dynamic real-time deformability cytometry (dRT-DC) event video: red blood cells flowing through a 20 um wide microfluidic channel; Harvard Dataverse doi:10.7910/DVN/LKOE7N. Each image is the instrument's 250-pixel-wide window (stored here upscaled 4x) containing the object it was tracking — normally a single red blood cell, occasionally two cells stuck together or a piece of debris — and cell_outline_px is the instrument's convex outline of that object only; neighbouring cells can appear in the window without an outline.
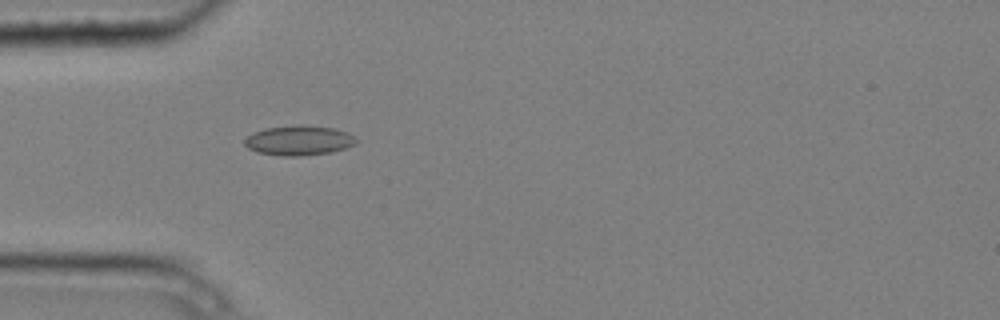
{"species": "common noctule bat (a hibernating species)", "species_latin": "Nyctalus noctula", "temperature_condition": "cold", "stored_images_in_passage": 4, "camera_frame_rate_fps": 3000, "um_per_image_px": 0.085, "animal": {"sex": "male", "body_mass_g": 20.4}, "frame": {"image": 1, "passage_image": 3, "time_ms": 0.667, "image_size_px": [1000, 320], "cell_outline_px": [[360, 140], [356, 144], [332, 152], [300, 156], [284, 156], [256, 152], [248, 148], [244, 144], [244, 140], [248, 136], [264, 128], [300, 124], [332, 128], [348, 132]], "centroid_in_image_um": [25.43, 11.93], "position_along_channel_um": 59.6, "area_um2": 19.48}}
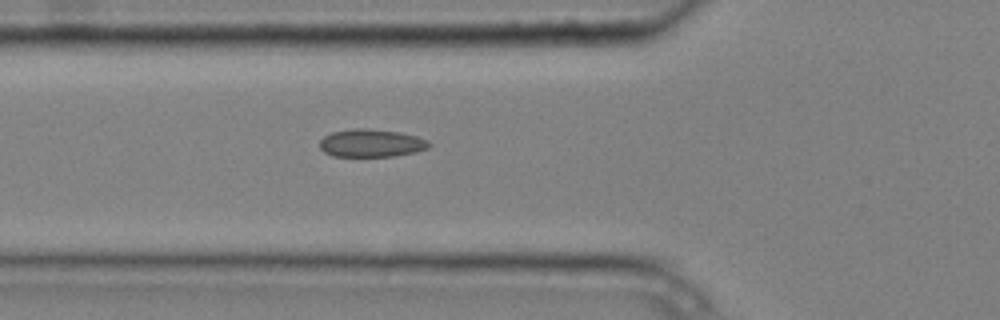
{"frame": {"image": 2, "passage_image": 4, "time_ms": 1.0, "image_size_px": [1000, 320], "cell_outline_px": [[432, 144], [428, 148], [416, 152], [396, 156], [332, 156], [324, 152], [320, 148], [320, 140], [324, 136], [332, 132], [352, 128], [368, 128], [400, 132], [416, 136], [428, 140]], "centroid_in_image_um": [31.57, 12.16], "position_along_channel_um": 94.2, "area_um2": 17.92}}